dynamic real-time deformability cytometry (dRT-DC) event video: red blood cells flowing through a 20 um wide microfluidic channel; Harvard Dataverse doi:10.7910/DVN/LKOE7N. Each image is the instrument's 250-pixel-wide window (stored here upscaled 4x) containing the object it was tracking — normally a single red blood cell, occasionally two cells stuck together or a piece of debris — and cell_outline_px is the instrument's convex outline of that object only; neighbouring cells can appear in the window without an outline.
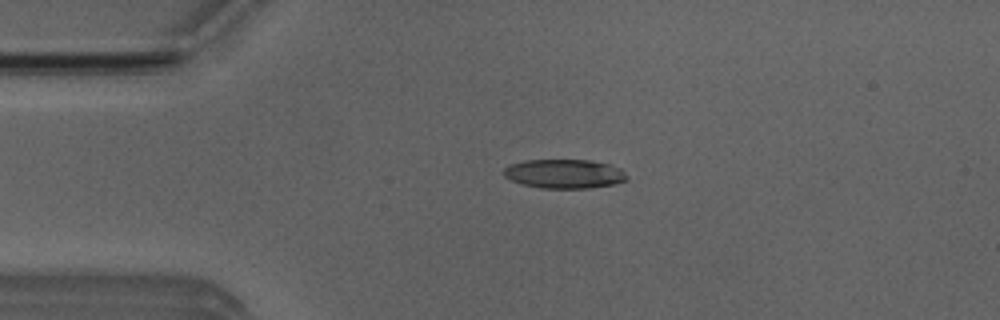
{"species": "Egyptian fruit bat (a non-hibernating species)", "species_latin": "Rousettus aegyptiacus", "temperature_condition": "room temperature", "stored_images_in_passage": 51, "camera_frame_rate_fps": 3000, "um_per_image_px": 0.085, "animal": {"sex": "male"}, "frame": {"image": 1, "passage_image": 10, "time_ms": 3.0, "image_size_px": [1000, 320], "cell_outline_px": [[628, 180], [612, 184], [588, 188], [540, 188], [520, 184], [504, 176], [504, 168], [512, 164], [524, 160], [588, 160], [608, 164], [620, 168], [628, 176]], "centroid_in_image_um": [47.96, 14.77], "position_along_channel_um": 37.0, "area_um2": 20.81}}
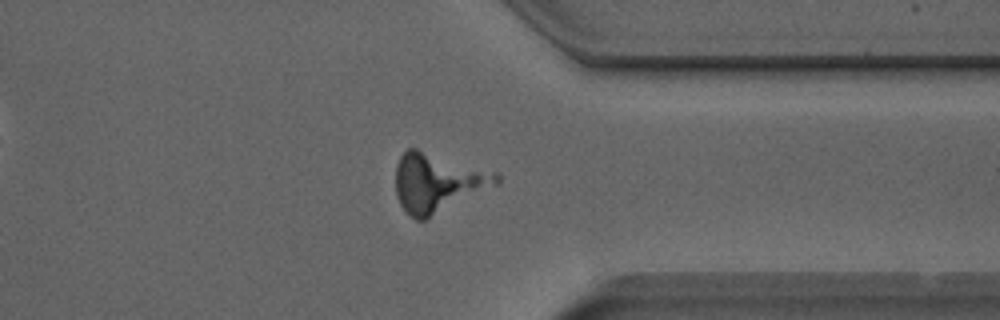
{"frame": {"image": 2, "passage_image": 39, "time_ms": 12.667, "image_size_px": [1000, 320], "cell_outline_px": [[500, 184], [424, 220], [416, 220], [400, 204], [396, 196], [396, 164], [400, 156], [408, 148], [416, 148], [496, 172], [500, 176]], "centroid_in_image_um": [37.21, 15.51], "position_along_channel_um": 374.2, "area_um2": 34.45}}
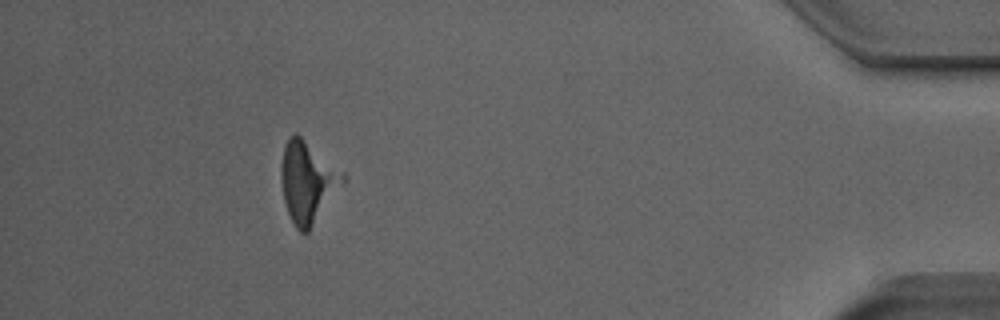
{"frame": {"image": 3, "passage_image": 46, "time_ms": 15.0, "image_size_px": [1000, 320], "cell_outline_px": [[344, 184], [308, 232], [300, 232], [296, 228], [288, 212], [284, 200], [280, 180], [280, 172], [284, 144], [296, 132], [344, 172]], "centroid_in_image_um": [26.14, 15.46], "position_along_channel_um": 409.1, "area_um2": 29.07}}